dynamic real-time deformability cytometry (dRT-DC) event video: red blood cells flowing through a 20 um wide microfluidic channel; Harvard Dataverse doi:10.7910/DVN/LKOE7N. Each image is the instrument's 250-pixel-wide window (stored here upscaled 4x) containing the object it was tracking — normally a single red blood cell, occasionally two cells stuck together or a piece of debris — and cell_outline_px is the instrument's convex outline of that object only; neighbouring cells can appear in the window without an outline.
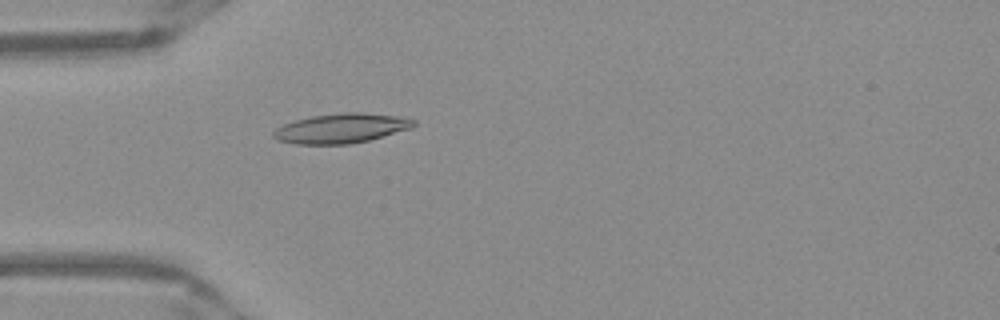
{"species": "Egyptian fruit bat (a non-hibernating species)", "species_latin": "Rousettus aegyptiacus", "temperature_condition": "warm", "stored_images_in_passage": 51, "camera_frame_rate_fps": 3000, "um_per_image_px": 0.085, "frame": {"image": 1, "passage_image": 15, "time_ms": 4.667, "image_size_px": [1000, 320], "cell_outline_px": [[416, 124], [412, 128], [368, 140], [348, 144], [296, 144], [280, 140], [272, 136], [272, 132], [276, 128], [284, 124], [296, 120], [312, 116], [340, 112], [360, 112], [396, 116], [416, 120]], "centroid_in_image_um": [29.0, 10.9], "position_along_channel_um": 56.0, "area_um2": 24.04}}
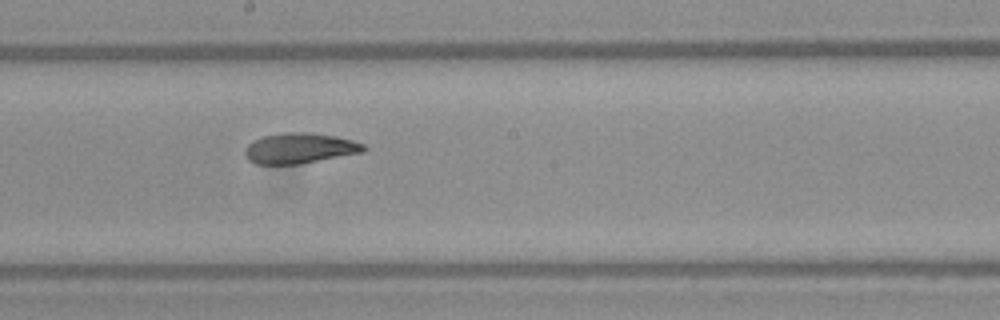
{"frame": {"image": 2, "passage_image": 28, "time_ms": 9.0, "image_size_px": [1000, 320], "cell_outline_px": [[368, 148], [364, 152], [300, 164], [256, 164], [248, 160], [244, 156], [244, 148], [252, 140], [264, 136], [284, 132], [308, 132], [336, 136], [352, 140], [364, 144]], "centroid_in_image_um": [25.46, 12.6], "position_along_channel_um": 222.7, "area_um2": 21.33}}
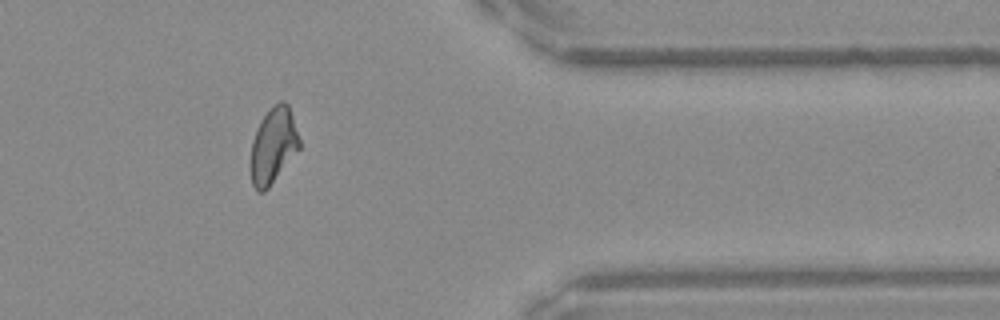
{"frame": {"image": 3, "passage_image": 42, "time_ms": 13.667, "image_size_px": [1000, 320], "cell_outline_px": [[300, 148], [268, 188], [264, 192], [260, 192], [252, 184], [252, 140], [256, 128], [260, 120], [280, 100], [284, 100], [288, 104], [300, 140]], "centroid_in_image_um": [23.24, 12.36], "position_along_channel_um": 388.2, "area_um2": 20.98}, "authors_computed_cell_mechanics": {"area_um2": 21.964, "velocity_mm_per_s": 3.9467, "shape_relaxation_time_tau1_ms": 10.9923, "shape_relaxation_time_tau2_ms": 2.0657, "deformation_change_tau1": 0.2738, "deformation_change_tau2": 0.0826}}